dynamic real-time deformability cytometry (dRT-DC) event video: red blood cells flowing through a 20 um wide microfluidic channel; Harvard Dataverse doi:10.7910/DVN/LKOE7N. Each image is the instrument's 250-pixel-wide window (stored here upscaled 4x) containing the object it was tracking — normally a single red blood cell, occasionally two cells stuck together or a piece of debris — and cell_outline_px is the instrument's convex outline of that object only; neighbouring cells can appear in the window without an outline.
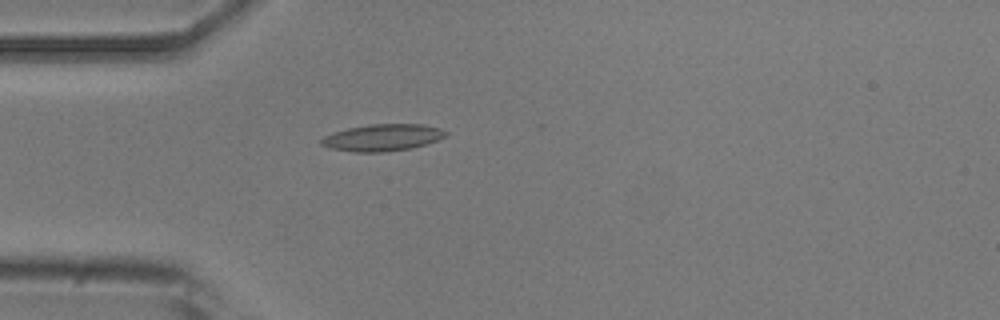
{"species": "common noctule bat (a hibernating species)", "species_latin": "Nyctalus noctula", "temperature_condition": "room temperature", "stored_images_in_passage": 5, "camera_frame_rate_fps": 3000, "um_per_image_px": 0.085, "animal": {"sex": "male", "body_mass_g": 20.5, "forearm_length_mm": 52.5}, "frame": {"image": 1, "passage_image": 5, "time_ms": 4.667, "image_size_px": [1000, 320], "cell_outline_px": [[448, 136], [412, 148], [388, 152], [356, 152], [332, 148], [320, 144], [320, 140], [324, 136], [348, 128], [368, 124], [424, 124], [440, 128], [448, 132]], "centroid_in_image_um": [32.55, 11.69], "position_along_channel_um": 52.4, "area_um2": 19.42}}